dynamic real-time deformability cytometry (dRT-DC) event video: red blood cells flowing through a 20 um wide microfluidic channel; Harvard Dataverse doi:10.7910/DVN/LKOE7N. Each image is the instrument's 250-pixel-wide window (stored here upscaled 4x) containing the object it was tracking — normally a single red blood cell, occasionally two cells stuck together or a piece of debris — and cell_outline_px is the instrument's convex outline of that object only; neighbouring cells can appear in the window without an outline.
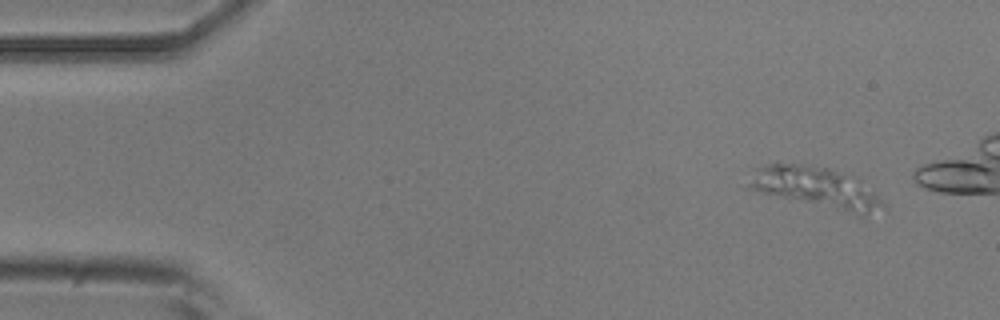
{"species": "common noctule bat (a hibernating species)", "species_latin": "Nyctalus noctula", "temperature_condition": "room temperature", "stored_images_in_passage": 14, "camera_frame_rate_fps": 3000, "um_per_image_px": 0.085, "animal": {"sex": "male", "body_mass_g": 20.5, "forearm_length_mm": 52.5}, "frame": {"image": 1, "passage_image": 3, "time_ms": 0.667, "image_size_px": [1000, 320], "cell_outline_px": [[888, 208], [864, 216], [860, 216], [760, 192], [748, 188], [748, 184], [760, 168], [776, 160], [828, 168], [860, 180]], "centroid_in_image_um": [69.4, 15.95], "position_along_channel_um": 15.6, "area_um2": 31.56}}